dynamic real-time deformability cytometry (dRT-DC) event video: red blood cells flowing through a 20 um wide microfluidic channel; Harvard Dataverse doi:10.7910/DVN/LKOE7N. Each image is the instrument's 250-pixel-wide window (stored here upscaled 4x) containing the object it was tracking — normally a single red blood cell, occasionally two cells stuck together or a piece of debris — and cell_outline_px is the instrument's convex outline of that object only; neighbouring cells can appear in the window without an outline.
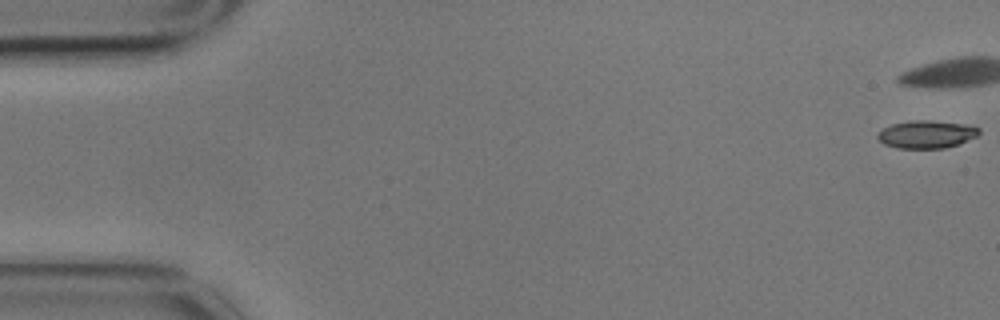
{"species": "common noctule bat (a hibernating species)", "species_latin": "Nyctalus noctula", "temperature_condition": "cold", "stored_images_in_passage": 8, "camera_frame_rate_fps": 3000, "um_per_image_px": 0.085, "animal": {"sex": "male", "body_mass_g": 17.9}, "frame": {"image": 1, "passage_image": 1, "time_ms": 0.0, "image_size_px": [1000, 320], "cell_outline_px": [[980, 132], [976, 136], [956, 144], [944, 148], [896, 148], [884, 144], [876, 136], [884, 128], [892, 124], [916, 120], [928, 120], [964, 124], [980, 128]], "centroid_in_image_um": [78.74, 11.42], "position_along_channel_um": 6.3, "area_um2": 16.07}}